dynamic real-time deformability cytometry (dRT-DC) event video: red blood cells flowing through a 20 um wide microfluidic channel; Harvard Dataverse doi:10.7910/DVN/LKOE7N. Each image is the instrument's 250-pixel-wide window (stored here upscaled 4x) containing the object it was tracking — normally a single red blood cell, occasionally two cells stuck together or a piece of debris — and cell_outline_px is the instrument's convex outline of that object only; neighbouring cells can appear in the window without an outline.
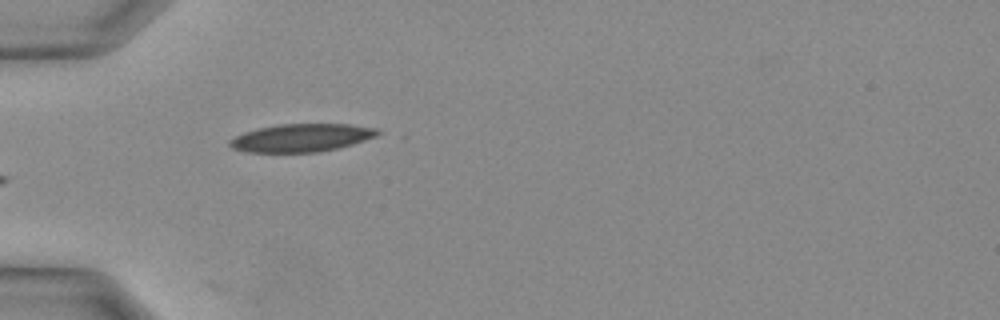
{"species": "Egyptian fruit bat (a non-hibernating species)", "species_latin": "Rousettus aegyptiacus", "temperature_condition": "warm", "stored_images_in_passage": 23, "camera_frame_rate_fps": 3000, "um_per_image_px": 0.085, "animal": {"sex": "female"}, "frame": {"image": 1, "passage_image": 1, "time_ms": 0.0, "image_size_px": [1000, 320], "cell_outline_px": [[380, 132], [376, 136], [352, 144], [320, 152], [244, 152], [232, 148], [228, 144], [228, 140], [244, 132], [260, 128], [280, 124], [348, 124], [376, 128]], "centroid_in_image_um": [25.59, 11.71], "position_along_channel_um": 59.4, "area_um2": 23.93}}
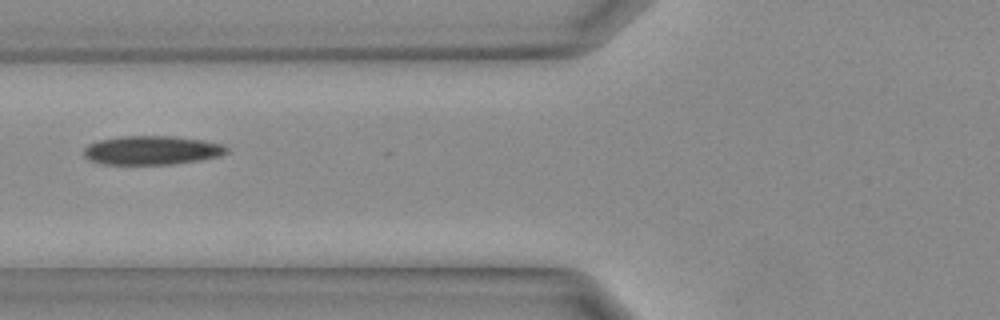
{"frame": {"image": 2, "passage_image": 4, "time_ms": 1.0, "image_size_px": [1000, 320], "cell_outline_px": [[228, 152], [220, 156], [200, 160], [172, 164], [100, 164], [88, 160], [84, 156], [84, 148], [88, 144], [100, 140], [124, 136], [172, 136], [200, 140], [220, 144], [228, 148]], "centroid_in_image_um": [12.87, 12.78], "position_along_channel_um": 112.9, "area_um2": 23.93}}
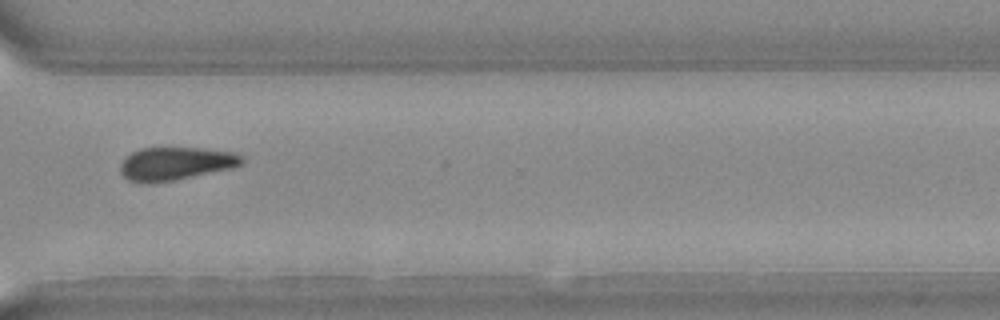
{"frame": {"image": 3, "passage_image": 16, "time_ms": 5.0, "image_size_px": [1000, 320], "cell_outline_px": [[244, 164], [232, 168], [172, 180], [148, 184], [140, 184], [128, 180], [120, 172], [120, 164], [132, 152], [140, 148], [200, 148], [232, 152], [244, 156]], "centroid_in_image_um": [14.92, 13.91], "position_along_channel_um": 355.7, "area_um2": 23.41}}